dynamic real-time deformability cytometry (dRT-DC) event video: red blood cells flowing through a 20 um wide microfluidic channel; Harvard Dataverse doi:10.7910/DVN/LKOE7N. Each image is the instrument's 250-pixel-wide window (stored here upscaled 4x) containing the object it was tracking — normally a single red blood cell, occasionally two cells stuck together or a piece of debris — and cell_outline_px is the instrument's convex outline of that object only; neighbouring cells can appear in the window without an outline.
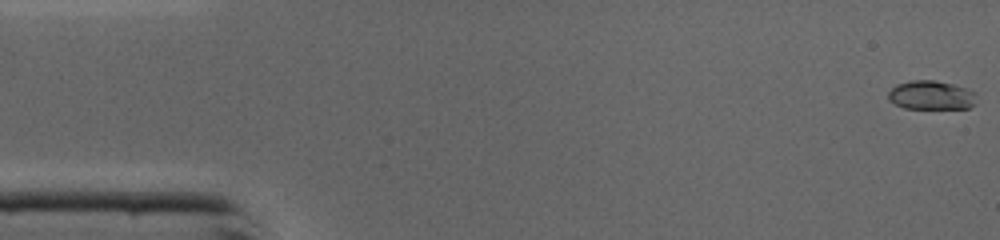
{"species": "common noctule bat (a hibernating species)", "species_latin": "Nyctalus noctula", "temperature_condition": "cold", "stored_images_in_passage": 36, "camera_frame_rate_fps": 3000, "um_per_image_px": 0.085, "animal": {"sex": "male", "body_mass_g": 19.0, "forearm_length_mm": 50.8}, "frame": {"image": 1, "passage_image": 1, "time_ms": 0.0, "image_size_px": [1000, 240], "cell_outline_px": [[976, 104], [968, 108], [904, 108], [888, 100], [888, 92], [896, 84], [912, 80], [936, 80], [952, 84], [976, 92]], "centroid_in_image_um": [79.15, 8.09], "position_along_channel_um": 5.8, "area_um2": 14.91}}
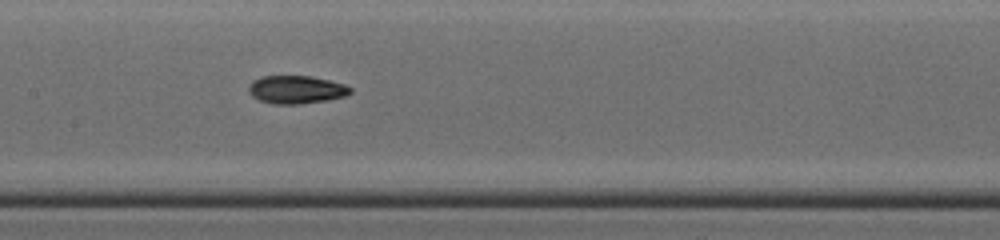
{"frame": {"image": 2, "passage_image": 22, "time_ms": 7.0, "image_size_px": [1000, 240], "cell_outline_px": [[352, 92], [344, 96], [328, 100], [300, 104], [272, 104], [260, 100], [252, 96], [248, 92], [248, 84], [252, 80], [260, 76], [308, 76], [328, 80], [344, 84], [352, 88]], "centroid_in_image_um": [25.14, 7.62], "position_along_channel_um": 182.3, "area_um2": 16.7}}
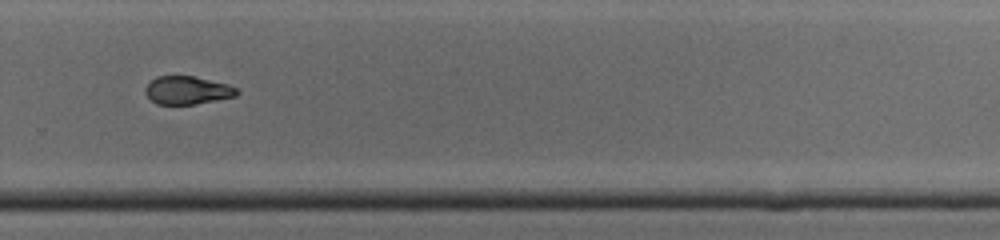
{"frame": {"image": 3, "passage_image": 31, "time_ms": 10.0, "image_size_px": [1000, 240], "cell_outline_px": [[240, 92], [236, 96], [196, 104], [156, 104], [144, 92], [144, 88], [156, 76], [192, 76], [228, 84], [236, 88]], "centroid_in_image_um": [15.92, 7.67], "position_along_channel_um": 313.9, "area_um2": 14.91}}